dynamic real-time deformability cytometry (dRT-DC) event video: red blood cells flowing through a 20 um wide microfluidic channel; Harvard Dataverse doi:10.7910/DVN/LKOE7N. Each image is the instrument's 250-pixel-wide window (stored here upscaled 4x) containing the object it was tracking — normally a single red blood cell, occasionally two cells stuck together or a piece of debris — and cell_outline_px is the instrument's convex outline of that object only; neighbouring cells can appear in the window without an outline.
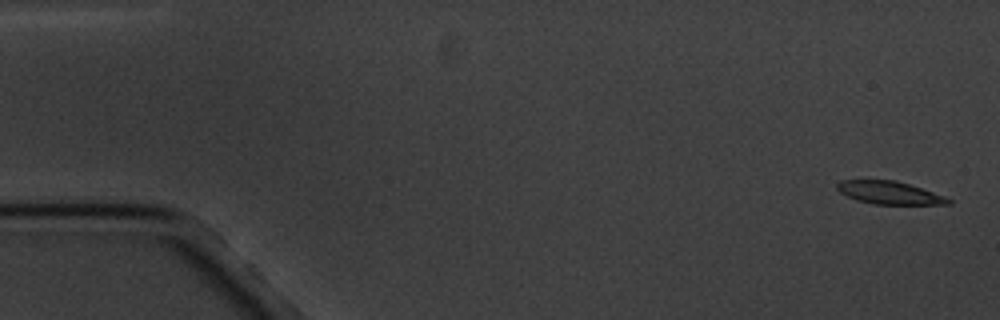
{"species": "common noctule bat (a hibernating species)", "species_latin": "Nyctalus noctula", "temperature_condition": "cold", "stored_images_in_passage": 12, "camera_frame_rate_fps": 3000, "um_per_image_px": 0.085, "animal": {"sex": "male", "body_mass_g": 20.1, "forearm_length_mm": 53.5}, "frame": {"image": 1, "passage_image": 1, "time_ms": 0.0, "image_size_px": [1000, 320], "cell_outline_px": [[952, 204], [872, 204], [856, 200], [840, 192], [836, 188], [836, 184], [840, 180], [896, 180], [944, 196], [952, 200]], "centroid_in_image_um": [75.57, 16.38], "position_along_channel_um": 9.4, "area_um2": 14.68}}
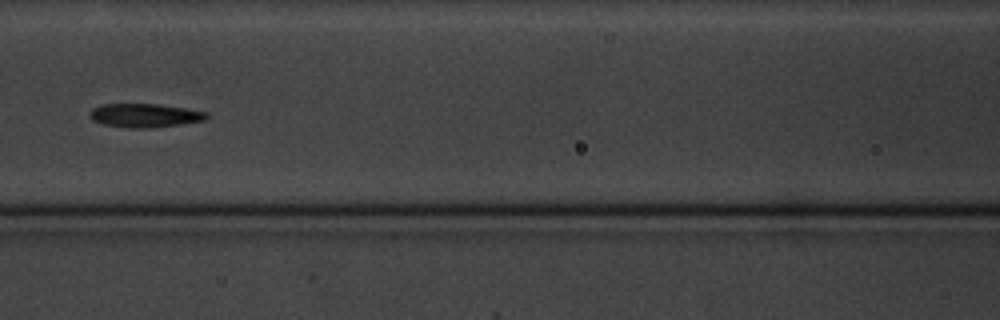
{"frame": {"image": 2, "passage_image": 8, "time_ms": 8.0, "image_size_px": [1000, 320], "cell_outline_px": [[208, 116], [204, 120], [180, 124], [152, 128], [128, 128], [104, 124], [92, 120], [88, 116], [88, 112], [92, 108], [100, 104], [156, 104], [184, 108], [208, 112]], "centroid_in_image_um": [12.25, 9.81], "position_along_channel_um": 154.4, "area_um2": 16.18}}
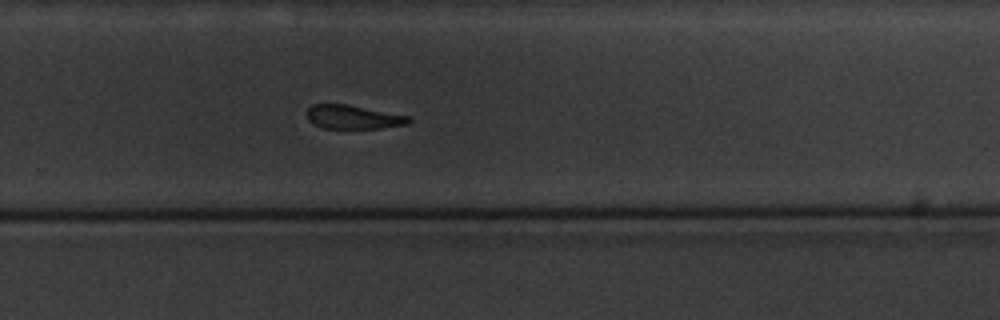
{"frame": {"image": 3, "passage_image": 12, "time_ms": 12.333, "image_size_px": [1000, 320], "cell_outline_px": [[412, 120], [408, 124], [380, 128], [324, 128], [312, 124], [308, 120], [304, 112], [312, 104], [348, 104], [412, 116]], "centroid_in_image_um": [30.02, 9.94], "position_along_channel_um": 299.8, "area_um2": 14.45}}